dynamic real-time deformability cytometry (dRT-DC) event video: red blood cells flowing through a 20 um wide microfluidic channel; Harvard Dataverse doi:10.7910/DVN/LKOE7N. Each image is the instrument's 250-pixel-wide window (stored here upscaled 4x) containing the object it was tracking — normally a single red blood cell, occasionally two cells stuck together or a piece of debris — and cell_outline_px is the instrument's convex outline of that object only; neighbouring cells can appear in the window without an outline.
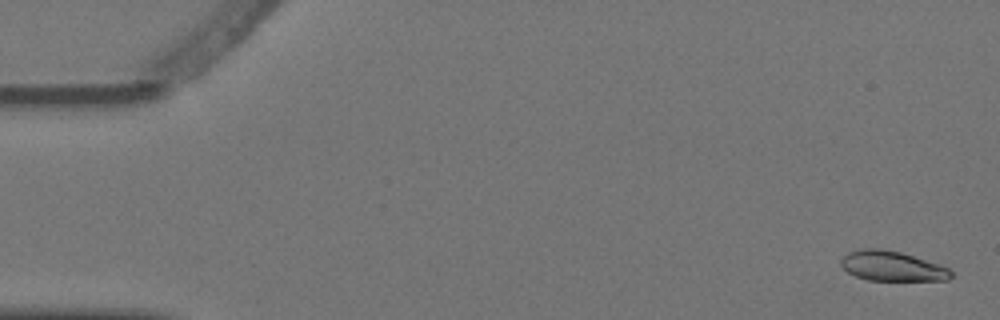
{"species": "Egyptian fruit bat (a non-hibernating species)", "species_latin": "Rousettus aegyptiacus", "temperature_condition": "warm", "stored_images_in_passage": 5, "camera_frame_rate_fps": 3000, "um_per_image_px": 0.085, "animal": {"sex": "female"}, "frame": {"image": 1, "passage_image": 1, "time_ms": 0.0, "image_size_px": [1000, 320], "cell_outline_px": [[952, 276], [948, 280], [868, 280], [856, 276], [848, 272], [840, 264], [840, 260], [848, 252], [860, 248], [880, 248], [900, 252], [940, 264], [948, 268], [952, 272]], "centroid_in_image_um": [75.81, 22.61], "position_along_channel_um": 9.2, "area_um2": 19.13}}
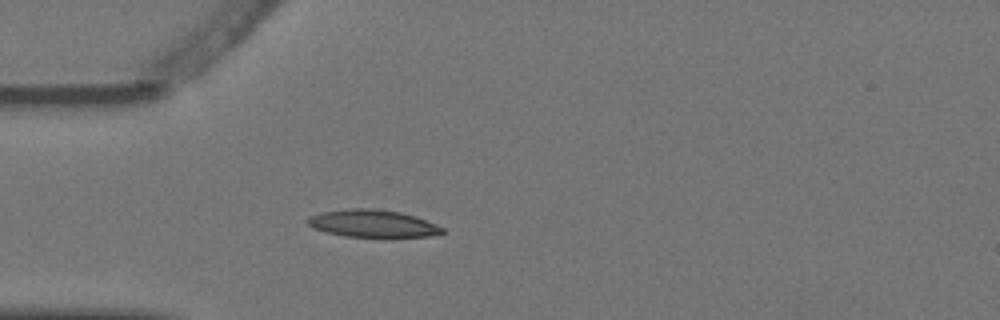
{"frame": {"image": 2, "passage_image": 5, "time_ms": 1.333, "image_size_px": [1000, 320], "cell_outline_px": [[444, 232], [432, 236], [392, 240], [384, 240], [344, 236], [312, 228], [304, 220], [308, 216], [320, 212], [352, 208], [372, 208], [400, 212], [436, 224], [444, 228]], "centroid_in_image_um": [31.69, 19.06], "position_along_channel_um": 53.3, "area_um2": 22.6}}